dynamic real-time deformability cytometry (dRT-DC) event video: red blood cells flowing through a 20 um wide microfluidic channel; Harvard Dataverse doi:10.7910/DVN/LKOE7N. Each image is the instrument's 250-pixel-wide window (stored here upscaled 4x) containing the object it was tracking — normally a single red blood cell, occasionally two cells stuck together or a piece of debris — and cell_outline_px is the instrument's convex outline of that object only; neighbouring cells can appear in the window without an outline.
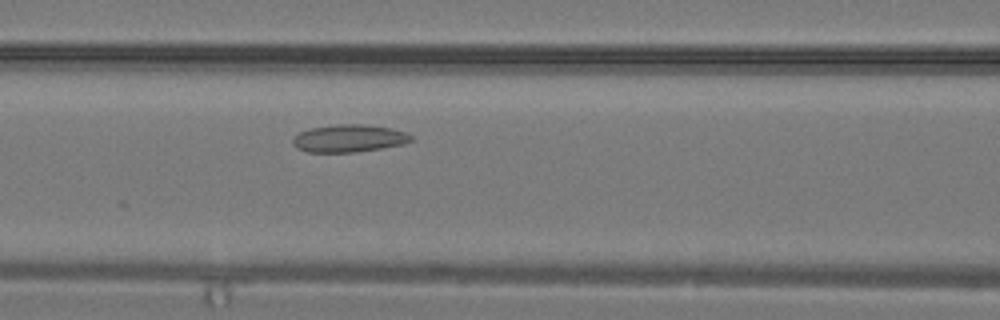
{"species": "common noctule bat (a hibernating species)", "species_latin": "Nyctalus noctula", "temperature_condition": "warm", "stored_images_in_passage": 24, "camera_frame_rate_fps": 3000, "um_per_image_px": 0.085, "animal": {"sex": "male", "body_mass_g": 19.2, "forearm_length_mm": 51.8}, "frame": {"image": 1, "passage_image": 9, "time_ms": 2.667, "image_size_px": [1000, 320], "cell_outline_px": [[412, 140], [404, 144], [356, 152], [308, 152], [296, 148], [292, 144], [292, 136], [300, 132], [312, 128], [336, 124], [364, 124], [392, 128], [404, 132], [412, 136]], "centroid_in_image_um": [29.63, 11.76], "position_along_channel_um": 137.0, "area_um2": 19.02}}
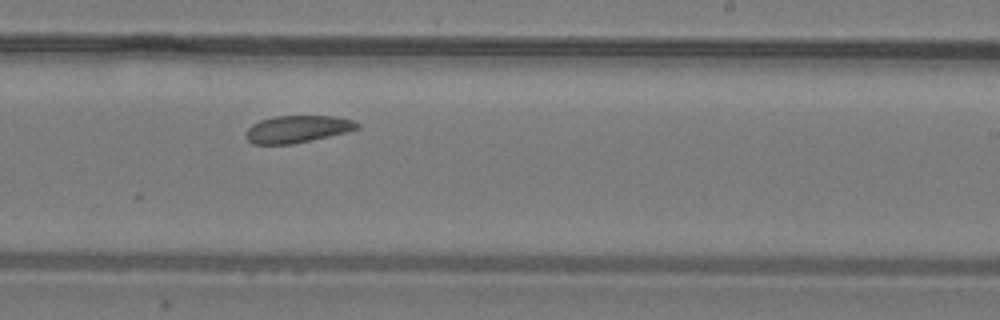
{"frame": {"image": 2, "passage_image": 15, "time_ms": 4.667, "image_size_px": [1000, 320], "cell_outline_px": [[360, 128], [348, 132], [312, 140], [292, 144], [252, 144], [244, 136], [248, 128], [252, 124], [260, 120], [272, 116], [332, 116], [352, 120], [360, 124]], "centroid_in_image_um": [25.27, 10.97], "position_along_channel_um": 263.7, "area_um2": 17.74}}
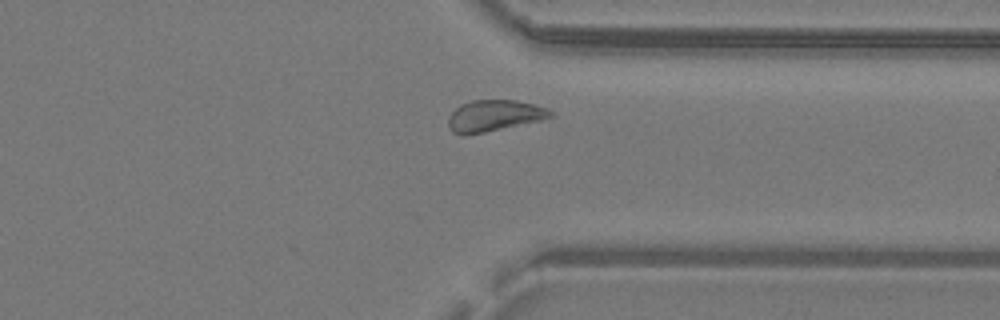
{"frame": {"image": 3, "passage_image": 20, "time_ms": 6.333, "image_size_px": [1000, 320], "cell_outline_px": [[552, 116], [540, 120], [484, 132], [464, 136], [460, 136], [452, 132], [448, 128], [448, 120], [452, 112], [460, 104], [472, 100], [516, 100], [548, 108], [552, 112]], "centroid_in_image_um": [41.94, 9.84], "position_along_channel_um": 369.5, "area_um2": 18.55}}